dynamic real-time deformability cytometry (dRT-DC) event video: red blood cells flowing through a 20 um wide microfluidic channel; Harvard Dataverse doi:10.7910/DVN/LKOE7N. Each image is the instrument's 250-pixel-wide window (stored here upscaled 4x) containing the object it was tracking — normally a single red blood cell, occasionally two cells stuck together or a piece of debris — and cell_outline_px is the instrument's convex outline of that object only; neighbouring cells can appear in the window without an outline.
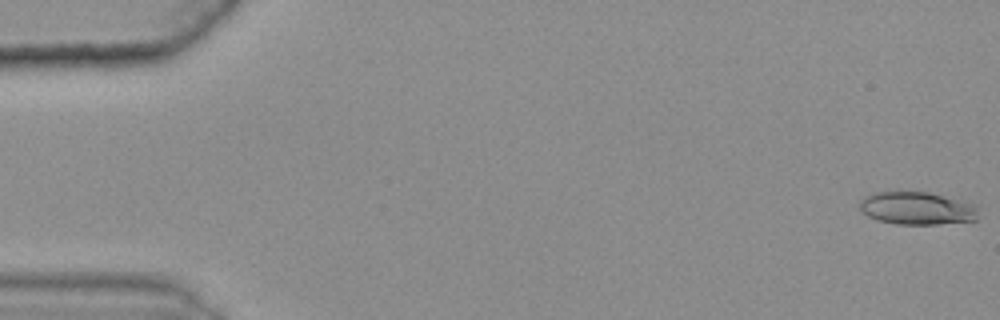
{"species": "common noctule bat (a hibernating species)", "species_latin": "Nyctalus noctula", "temperature_condition": "warm", "stored_images_in_passage": 48, "camera_frame_rate_fps": 3000, "um_per_image_px": 0.085, "animal": {"sex": "female", "body_mass_g": 25.1}, "frame": {"image": 1, "passage_image": 1, "time_ms": 0.0, "image_size_px": [1000, 320], "cell_outline_px": [[976, 220], [936, 224], [896, 224], [876, 220], [860, 212], [860, 200], [864, 196], [876, 192], [896, 188], [928, 192], [976, 204]], "centroid_in_image_um": [77.85, 17.66], "position_along_channel_um": 7.2, "area_um2": 23.35}}
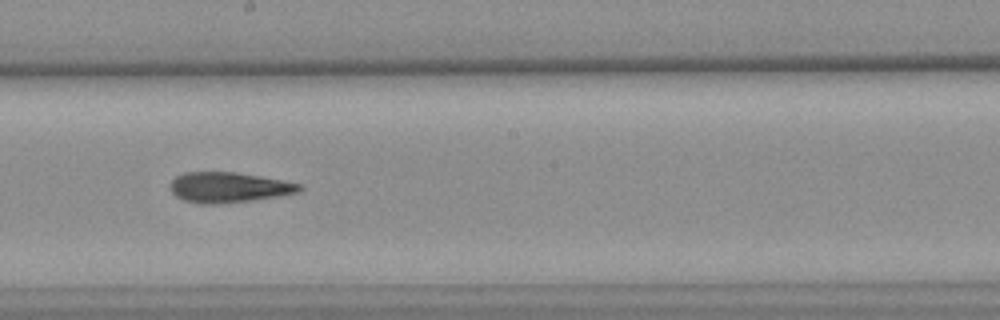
{"frame": {"image": 2, "passage_image": 32, "time_ms": 10.333, "image_size_px": [1000, 320], "cell_outline_px": [[304, 188], [300, 192], [280, 196], [252, 200], [212, 204], [204, 204], [184, 200], [176, 196], [172, 192], [172, 180], [176, 176], [184, 172], [236, 172], [260, 176], [300, 184]], "centroid_in_image_um": [19.46, 15.92], "position_along_channel_um": 228.7, "area_um2": 22.6}}
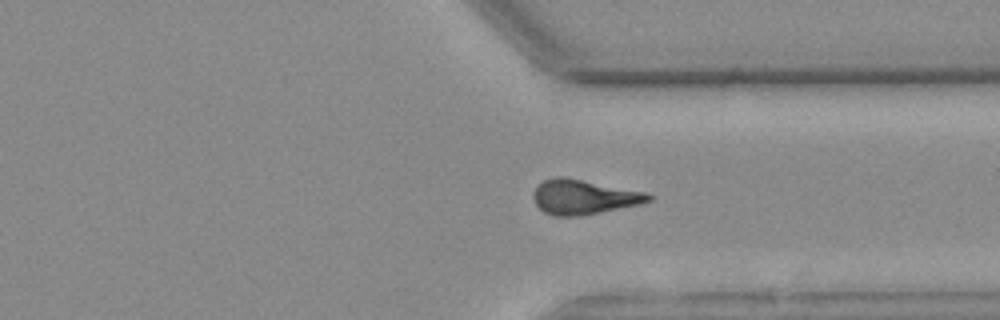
{"frame": {"image": 3, "passage_image": 43, "time_ms": 14.0, "image_size_px": [1000, 320], "cell_outline_px": [[652, 200], [640, 204], [580, 216], [552, 216], [544, 212], [536, 204], [532, 196], [532, 192], [536, 184], [544, 180], [556, 176], [564, 176], [644, 192], [652, 196]], "centroid_in_image_um": [49.55, 16.74], "position_along_channel_um": 361.9, "area_um2": 23.29}, "authors_computed_cell_mechanics": {"area_um2": 22.7732, "velocity_mm_per_s": 3.6121, "shape_relaxation_time_tau1_ms": 11.0023, "shape_relaxation_time_tau2_ms": 6.2506, "deformation_change_tau1": 0.2752, "deformation_change_tau2": 0.1915}}